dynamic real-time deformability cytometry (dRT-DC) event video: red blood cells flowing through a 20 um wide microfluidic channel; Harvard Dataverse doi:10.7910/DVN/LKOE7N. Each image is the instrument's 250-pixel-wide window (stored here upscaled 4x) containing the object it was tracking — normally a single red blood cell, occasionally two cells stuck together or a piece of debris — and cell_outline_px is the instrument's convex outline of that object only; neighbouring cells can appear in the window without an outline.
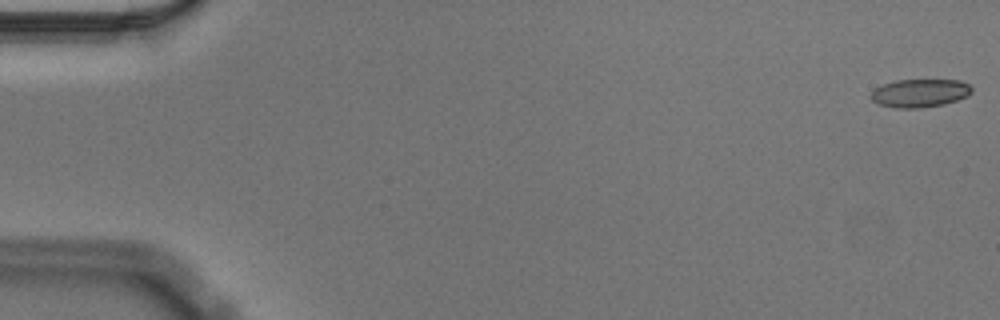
{"species": "Egyptian fruit bat (a non-hibernating species)", "species_latin": "Rousettus aegyptiacus", "temperature_condition": "cold", "stored_images_in_passage": 57, "camera_frame_rate_fps": 3000, "um_per_image_px": 0.085, "animal": {"sex": "male"}, "frame": {"image": 1, "passage_image": 1, "time_ms": 0.0, "image_size_px": [1000, 320], "cell_outline_px": [[972, 92], [968, 96], [944, 104], [920, 108], [896, 108], [880, 104], [872, 100], [872, 92], [876, 88], [884, 84], [896, 80], [960, 80], [968, 84], [972, 88]], "centroid_in_image_um": [78.22, 7.91], "position_along_channel_um": 6.8, "area_um2": 16.42}}
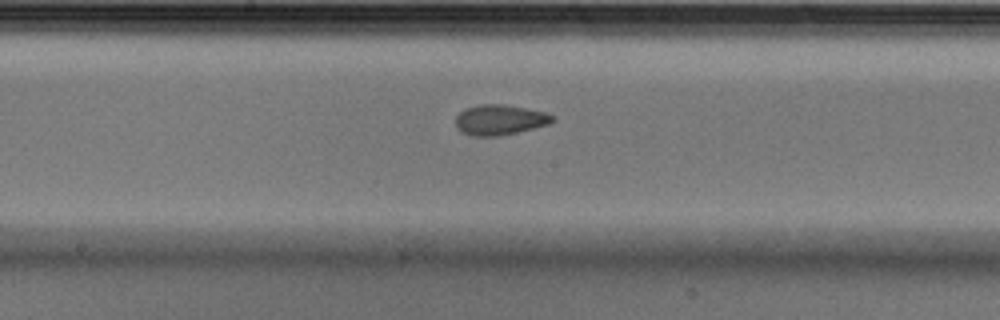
{"frame": {"image": 2, "passage_image": 30, "time_ms": 9.667, "image_size_px": [1000, 320], "cell_outline_px": [[556, 116], [548, 124], [516, 132], [496, 136], [472, 136], [460, 132], [456, 128], [456, 116], [464, 108], [480, 104], [504, 104], [544, 112]], "centroid_in_image_um": [42.42, 10.18], "position_along_channel_um": 205.8, "area_um2": 16.99}}
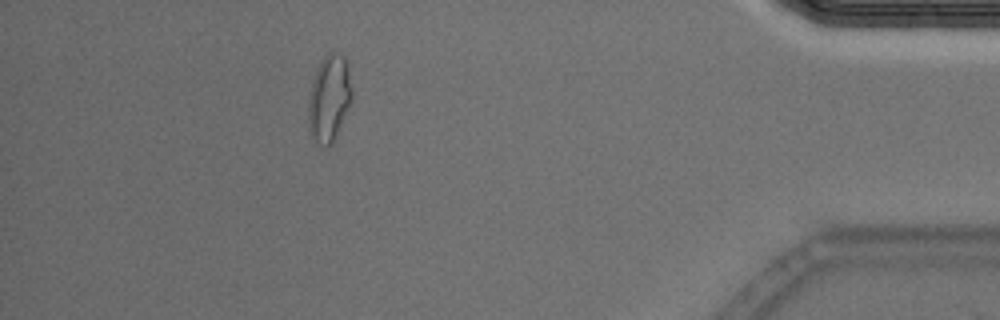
{"frame": {"image": 3, "passage_image": 51, "time_ms": 16.667, "image_size_px": [1000, 320], "cell_outline_px": [[352, 100], [336, 136], [332, 144], [320, 144], [312, 136], [308, 128], [308, 96], [312, 80], [324, 56], [328, 52], [336, 52], [344, 56], [348, 64], [352, 88]], "centroid_in_image_um": [27.99, 8.32], "position_along_channel_um": 407.2, "area_um2": 22.02}}